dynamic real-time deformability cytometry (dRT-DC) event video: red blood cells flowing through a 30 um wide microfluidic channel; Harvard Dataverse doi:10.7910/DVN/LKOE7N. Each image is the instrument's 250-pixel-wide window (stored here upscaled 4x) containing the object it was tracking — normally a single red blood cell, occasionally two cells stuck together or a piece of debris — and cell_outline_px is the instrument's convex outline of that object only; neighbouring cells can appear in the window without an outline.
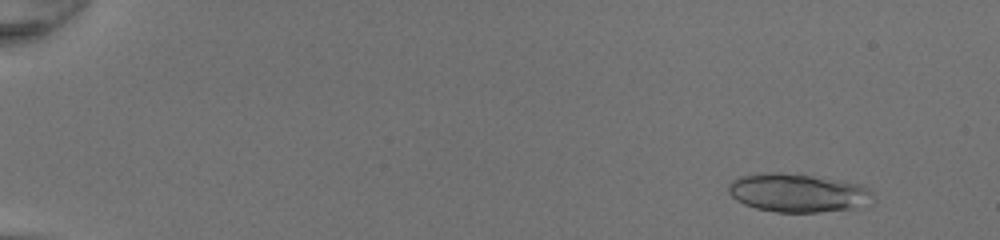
{"species": "common noctule bat (a hibernating species)", "species_latin": "Nyctalus noctula", "temperature_condition": "room temperature", "stored_images_in_passage": 50, "camera_frame_rate_fps": 3000, "um_per_image_px": 0.085, "animal": {"sex": "female", "body_mass_g": 20.0, "forearm_length_mm": 54.0}, "frame": {"image": 1, "passage_image": 5, "time_ms": 1.333, "image_size_px": [1000, 240], "cell_outline_px": [[876, 200], [868, 208], [816, 212], [776, 212], [756, 208], [744, 204], [736, 200], [728, 192], [728, 184], [732, 180], [740, 176], [760, 172], [800, 172], [860, 184], [868, 188], [872, 192]], "centroid_in_image_um": [67.91, 16.38], "position_along_channel_um": 17.1, "area_um2": 33.7}}
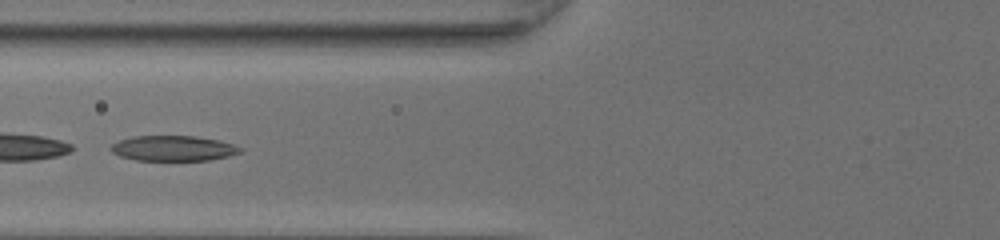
{"frame": {"image": 2, "passage_image": 23, "time_ms": 7.333, "image_size_px": [1000, 240], "cell_outline_px": [[244, 148], [240, 152], [228, 156], [208, 160], [136, 160], [120, 156], [112, 152], [108, 148], [112, 144], [120, 140], [132, 136], [196, 136], [216, 140], [232, 144]], "centroid_in_image_um": [14.69, 12.6], "position_along_channel_um": 111.1, "area_um2": 18.96}}
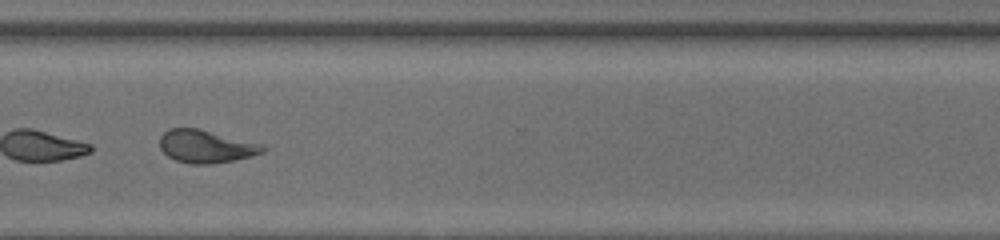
{"frame": {"image": 3, "passage_image": 40, "time_ms": 13.0, "image_size_px": [1000, 240], "cell_outline_px": [[268, 148], [264, 152], [252, 156], [236, 160], [208, 164], [192, 164], [176, 160], [168, 156], [160, 148], [160, 136], [168, 128], [196, 128], [260, 144]], "centroid_in_image_um": [17.49, 12.45], "position_along_channel_um": 353.1, "area_um2": 19.48}}